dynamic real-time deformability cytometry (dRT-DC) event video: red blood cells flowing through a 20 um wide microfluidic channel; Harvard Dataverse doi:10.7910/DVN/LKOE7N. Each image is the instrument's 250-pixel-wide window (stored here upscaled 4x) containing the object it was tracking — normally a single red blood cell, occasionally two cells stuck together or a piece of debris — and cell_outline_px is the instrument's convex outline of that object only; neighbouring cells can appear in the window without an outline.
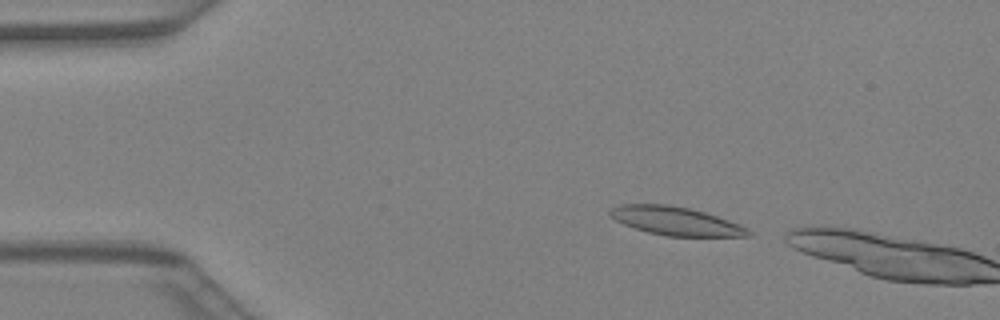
{"species": "Egyptian fruit bat (a non-hibernating species)", "species_latin": "Rousettus aegyptiacus", "temperature_condition": "warm", "stored_images_in_passage": 4, "camera_frame_rate_fps": 3000, "um_per_image_px": 0.085, "animal": {"sex": "female"}, "frame": {"image": 1, "passage_image": 2, "time_ms": 0.333, "image_size_px": [1000, 320], "cell_outline_px": [[752, 236], [668, 236], [648, 232], [624, 224], [616, 220], [608, 212], [612, 208], [620, 204], [668, 204], [688, 208], [704, 212], [740, 224], [748, 228], [752, 232]], "centroid_in_image_um": [57.46, 18.78], "position_along_channel_um": 27.5, "area_um2": 22.72}}